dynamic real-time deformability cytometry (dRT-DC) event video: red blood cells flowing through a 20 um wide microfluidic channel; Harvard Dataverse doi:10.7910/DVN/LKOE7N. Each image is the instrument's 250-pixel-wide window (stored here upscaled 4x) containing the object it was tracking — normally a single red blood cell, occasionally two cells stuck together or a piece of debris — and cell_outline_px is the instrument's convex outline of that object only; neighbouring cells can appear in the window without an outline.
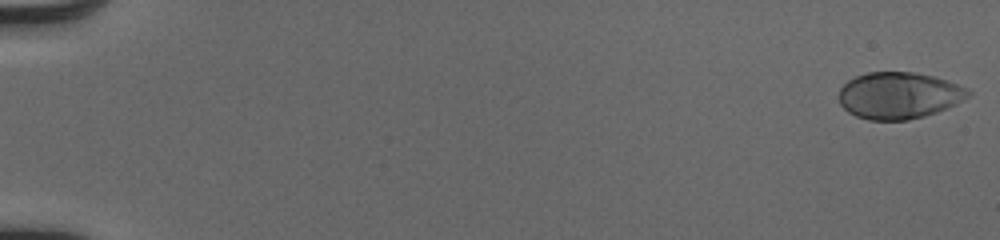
{"species": "human", "species_latin": "Homo sapiens", "temperature_condition": "cold", "stored_images_in_passage": 52, "camera_frame_rate_fps": 3000, "um_per_image_px": 0.085, "donor": {"sex": "male"}, "frame": {"image": 1, "passage_image": 1, "time_ms": 0.0, "image_size_px": [1000, 240], "cell_outline_px": [[972, 96], [956, 104], [936, 112], [924, 116], [908, 120], [868, 120], [856, 116], [848, 112], [840, 104], [840, 88], [848, 80], [856, 76], [868, 72], [912, 72], [932, 76], [948, 80], [968, 88], [972, 92]], "centroid_in_image_um": [76.44, 8.11], "position_along_channel_um": 8.6, "area_um2": 35.32}}
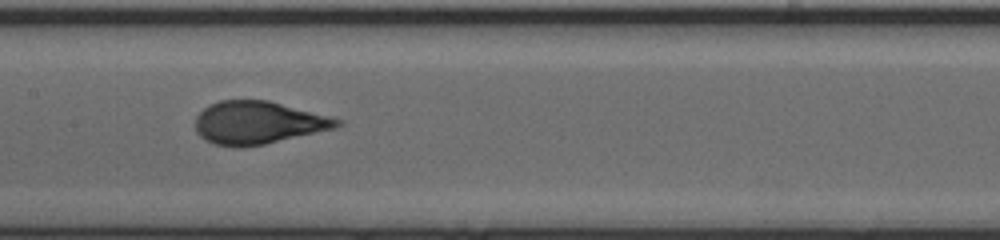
{"frame": {"image": 2, "passage_image": 28, "time_ms": 9.0, "image_size_px": [1000, 240], "cell_outline_px": [[344, 124], [336, 128], [264, 144], [240, 148], [216, 144], [204, 140], [196, 132], [196, 116], [208, 104], [220, 100], [268, 100], [344, 120]], "centroid_in_image_um": [21.94, 10.43], "position_along_channel_um": 185.5, "area_um2": 35.37}}
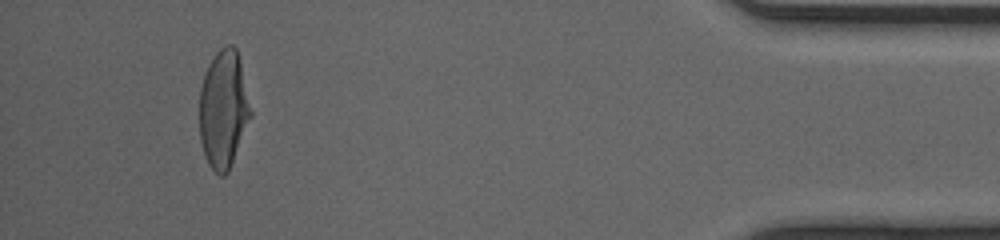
{"frame": {"image": 3, "passage_image": 49, "time_ms": 16.0, "image_size_px": [1000, 240], "cell_outline_px": [[252, 116], [228, 172], [224, 176], [220, 176], [208, 164], [200, 140], [200, 88], [208, 64], [216, 52], [220, 48], [228, 44], [232, 44], [236, 48], [252, 112]], "centroid_in_image_um": [18.99, 9.29], "position_along_channel_um": 416.2, "area_um2": 34.91}, "authors_computed_cell_mechanics": {"area_um2": 35.1424, "velocity_mm_per_s": 4.1011, "shape_relaxation_time_tau1_ms": 3.8505, "shape_relaxation_time_tau2_ms": null, "deformation_change_tau1": 0.201, "deformation_change_tau2": null}}